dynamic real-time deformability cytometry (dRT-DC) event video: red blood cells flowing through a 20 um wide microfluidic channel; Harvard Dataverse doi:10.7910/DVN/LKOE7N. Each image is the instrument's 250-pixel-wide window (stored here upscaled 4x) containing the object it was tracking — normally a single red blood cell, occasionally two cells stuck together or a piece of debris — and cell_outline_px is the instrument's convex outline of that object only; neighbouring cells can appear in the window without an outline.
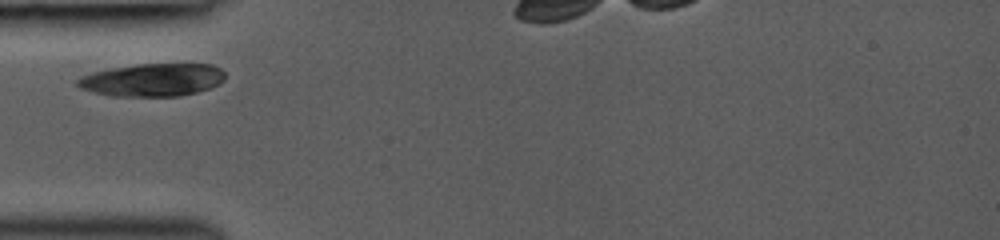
{"species": "common noctule bat (a hibernating species)", "species_latin": "Nyctalus noctula", "temperature_condition": "room temperature", "stored_images_in_passage": 2, "camera_frame_rate_fps": 3000, "um_per_image_px": 0.085, "animal": {"sex": "female", "body_mass_g": 19.0, "forearm_length_mm": 53.3}, "frame": {"image": 1, "passage_image": 1, "time_ms": 0.0, "image_size_px": [1000, 240], "cell_outline_px": [[224, 80], [220, 84], [212, 88], [180, 96], [112, 96], [80, 88], [76, 84], [76, 80], [80, 76], [92, 72], [112, 68], [136, 64], [212, 64], [220, 68], [224, 72]], "centroid_in_image_um": [12.99, 6.79], "position_along_channel_um": 72.0, "area_um2": 28.32}}